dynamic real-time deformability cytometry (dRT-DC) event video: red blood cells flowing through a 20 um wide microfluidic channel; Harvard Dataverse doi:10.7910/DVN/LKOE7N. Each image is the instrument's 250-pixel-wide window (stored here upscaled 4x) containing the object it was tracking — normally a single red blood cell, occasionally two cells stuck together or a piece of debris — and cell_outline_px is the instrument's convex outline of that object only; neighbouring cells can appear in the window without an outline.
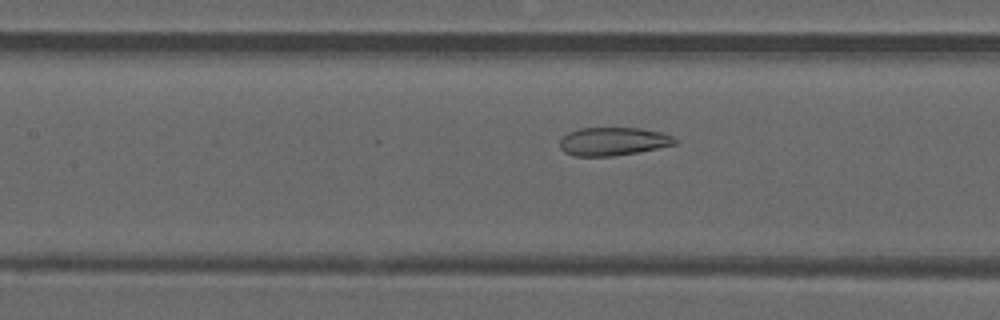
{"species": "common noctule bat (a hibernating species)", "species_latin": "Nyctalus noctula", "temperature_condition": "warm", "stored_images_in_passage": 33, "camera_frame_rate_fps": 3000, "um_per_image_px": 0.085, "animal": {"sex": "male", "forearm_length_mm": 52.5}, "frame": {"image": 1, "passage_image": 15, "time_ms": 4.667, "image_size_px": [1000, 320], "cell_outline_px": [[676, 144], [636, 152], [612, 156], [576, 156], [564, 152], [560, 148], [560, 140], [568, 132], [580, 128], [640, 128], [660, 132], [672, 136], [676, 140]], "centroid_in_image_um": [52.08, 12.01], "position_along_channel_um": 155.3, "area_um2": 18.73}}
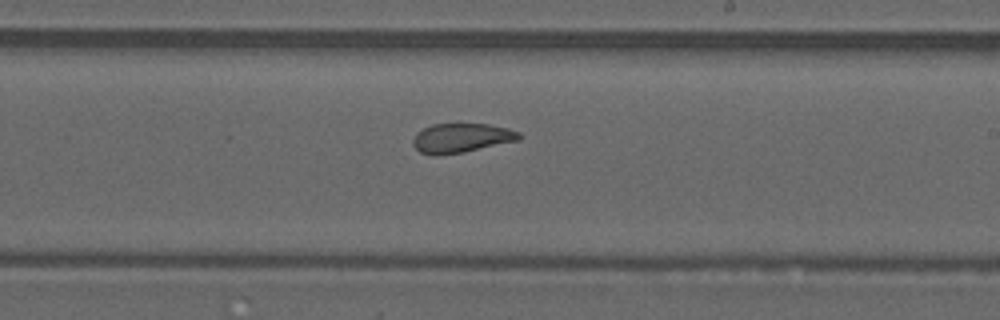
{"frame": {"image": 2, "passage_image": 22, "time_ms": 7.0, "image_size_px": [1000, 320], "cell_outline_px": [[520, 140], [464, 152], [436, 156], [432, 156], [420, 152], [412, 144], [412, 140], [416, 132], [432, 124], [488, 124], [508, 128], [520, 132]], "centroid_in_image_um": [39.19, 11.74], "position_along_channel_um": 249.8, "area_um2": 18.26}}
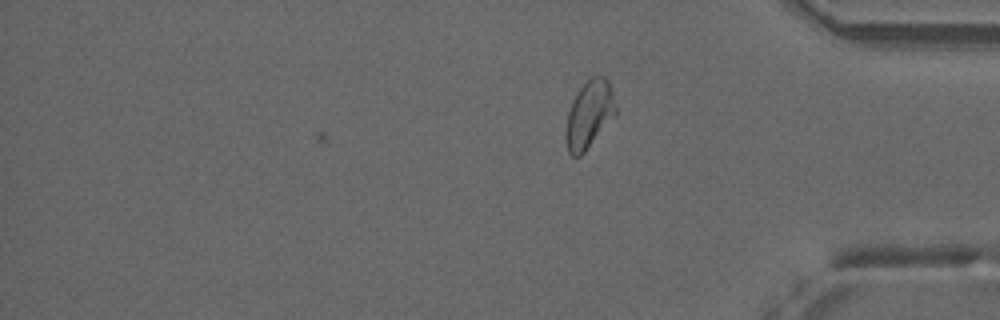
{"frame": {"image": 3, "passage_image": 33, "time_ms": 10.667, "image_size_px": [1000, 320], "cell_outline_px": [[616, 116], [584, 152], [580, 156], [572, 156], [568, 152], [568, 112], [580, 88], [592, 76], [604, 76], [608, 80], [616, 104]], "centroid_in_image_um": [50.15, 9.71], "position_along_channel_um": 385.0, "area_um2": 18.96}, "authors_computed_cell_mechanics": {"area_um2": 19.0162, "velocity_mm_per_s": 4.0713, "shape_relaxation_time_tau1_ms": null, "shape_relaxation_time_tau2_ms": 0.9076, "deformation_change_tau1": null, "deformation_change_tau2": 0.0753}}